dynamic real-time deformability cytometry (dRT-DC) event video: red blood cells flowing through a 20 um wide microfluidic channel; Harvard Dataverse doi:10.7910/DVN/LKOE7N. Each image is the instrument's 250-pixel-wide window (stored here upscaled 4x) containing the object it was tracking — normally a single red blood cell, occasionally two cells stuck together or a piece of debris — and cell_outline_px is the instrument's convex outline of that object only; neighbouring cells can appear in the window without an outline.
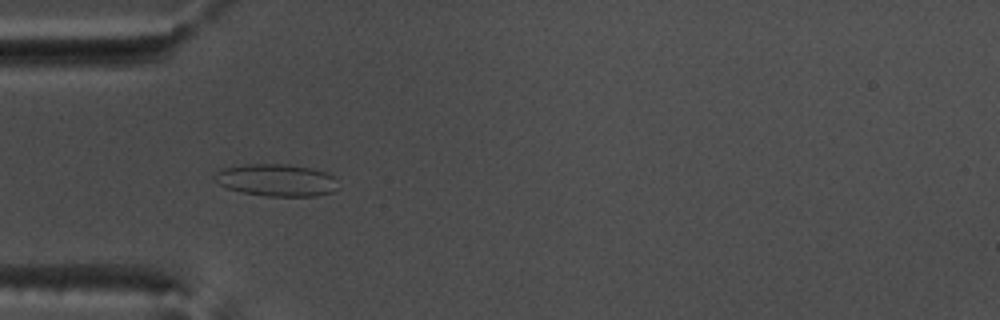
{"species": "common noctule bat (a hibernating species)", "species_latin": "Nyctalus noctula", "temperature_condition": "warm", "stored_images_in_passage": 44, "camera_frame_rate_fps": 3000, "um_per_image_px": 0.085, "animal": {"sex": "male", "body_mass_g": 17.5, "forearm_length_mm": 52.3}, "frame": {"image": 1, "passage_image": 7, "time_ms": 2.0, "image_size_px": [1000, 320], "cell_outline_px": [[340, 188], [332, 192], [316, 196], [264, 196], [244, 192], [228, 188], [212, 180], [212, 176], [220, 168], [244, 164], [288, 164], [312, 168], [336, 176]], "centroid_in_image_um": [23.51, 15.3], "position_along_channel_um": 61.5, "area_um2": 23.58}}
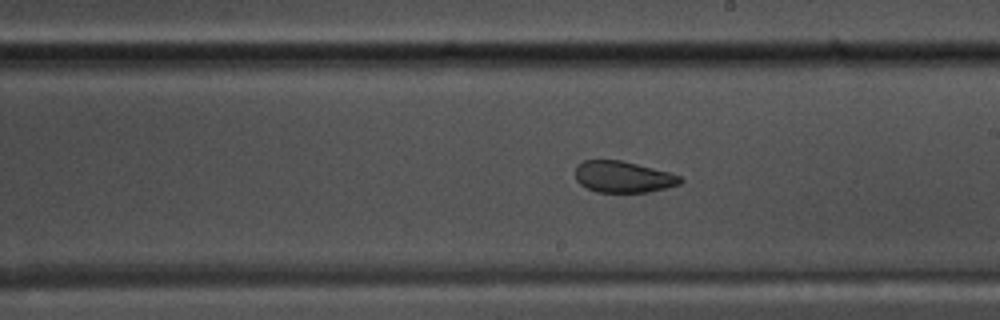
{"frame": {"image": 2, "passage_image": 21, "time_ms": 6.667, "image_size_px": [1000, 320], "cell_outline_px": [[684, 180], [680, 184], [648, 192], [596, 192], [580, 184], [576, 180], [576, 168], [584, 160], [620, 160], [668, 172], [680, 176]], "centroid_in_image_um": [52.97, 15.04], "position_along_channel_um": 236.0, "area_um2": 18.96}}
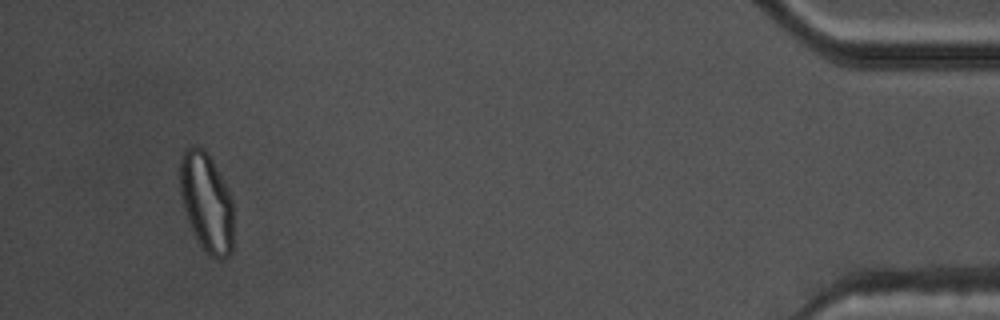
{"frame": {"image": 3, "passage_image": 41, "time_ms": 13.333, "image_size_px": [1000, 320], "cell_outline_px": [[232, 252], [228, 256], [220, 260], [204, 252], [188, 220], [184, 208], [180, 192], [180, 156], [184, 148], [192, 144], [196, 144], [204, 148], [208, 152], [228, 188], [232, 200]], "centroid_in_image_um": [17.55, 17.13], "position_along_channel_um": 417.7, "area_um2": 31.15}, "authors_computed_cell_mechanics": {"area_um2": 23.0044, "velocity_mm_per_s": 3.7919, "shape_relaxation_time_tau1_ms": null, "shape_relaxation_time_tau2_ms": 1.3116, "deformation_change_tau1": null, "deformation_change_tau2": 0.0759}}